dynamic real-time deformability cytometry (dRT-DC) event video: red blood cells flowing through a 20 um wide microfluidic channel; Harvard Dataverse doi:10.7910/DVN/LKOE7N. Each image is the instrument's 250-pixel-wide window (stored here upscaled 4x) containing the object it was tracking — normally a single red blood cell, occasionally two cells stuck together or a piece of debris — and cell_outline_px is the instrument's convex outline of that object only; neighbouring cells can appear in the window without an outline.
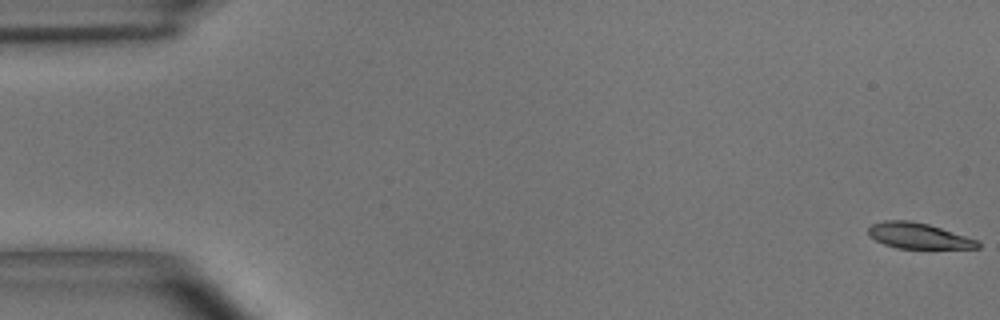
{"species": "common noctule bat (a hibernating species)", "species_latin": "Nyctalus noctula", "temperature_condition": "room temperature", "stored_images_in_passage": 56, "camera_frame_rate_fps": 3000, "um_per_image_px": 0.085, "animal": {"sex": "male", "body_mass_g": 15.6}, "frame": {"image": 1, "passage_image": 1, "time_ms": 0.0, "image_size_px": [1000, 320], "cell_outline_px": [[980, 248], [896, 248], [884, 244], [876, 240], [868, 232], [868, 228], [872, 224], [884, 220], [908, 220], [928, 224], [976, 240], [980, 244]], "centroid_in_image_um": [78.03, 20.04], "position_along_channel_um": 7.0, "area_um2": 16.01}}
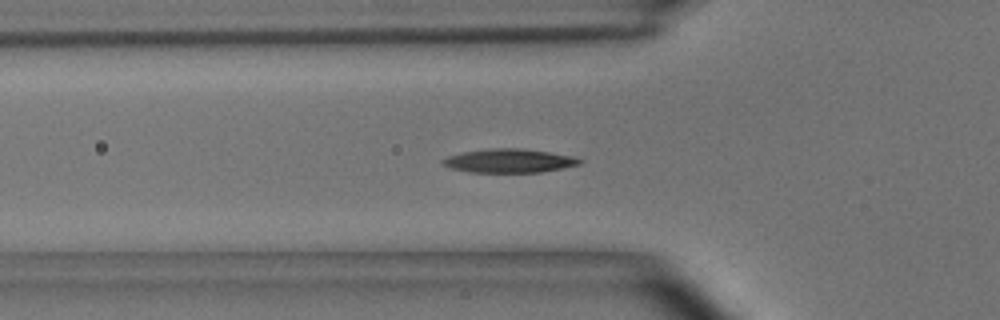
{"frame": {"image": 2, "passage_image": 19, "time_ms": 6.0, "image_size_px": [1000, 320], "cell_outline_px": [[584, 160], [580, 164], [564, 168], [540, 172], [468, 172], [452, 168], [440, 164], [440, 160], [448, 156], [464, 152], [492, 148], [520, 148], [548, 152], [572, 156]], "centroid_in_image_um": [43.27, 13.67], "position_along_channel_um": 82.5, "area_um2": 18.9}}
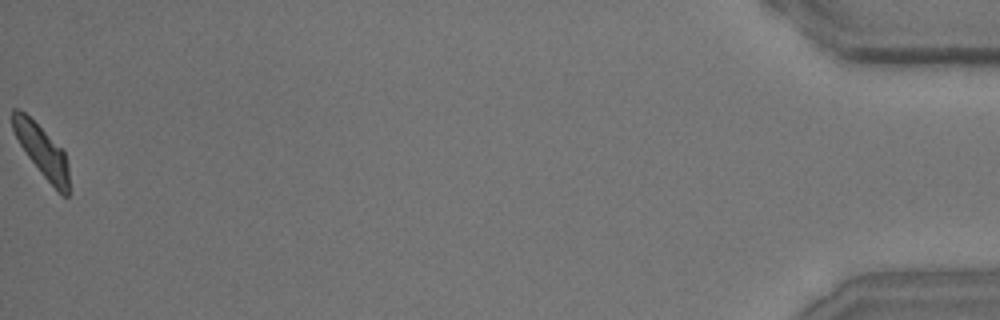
{"frame": {"image": 3, "passage_image": 56, "time_ms": 18.333, "image_size_px": [1000, 320], "cell_outline_px": [[68, 196], [64, 196], [40, 172], [28, 156], [20, 144], [12, 128], [12, 108], [16, 108], [24, 112], [64, 148], [68, 164]], "centroid_in_image_um": [3.57, 12.78], "position_along_channel_um": 431.6, "area_um2": 16.76}, "authors_computed_cell_mechanics": {"area_um2": 17.8602, "velocity_mm_per_s": 3.6195, "shape_relaxation_time_tau1_ms": 5.3908, "shape_relaxation_time_tau2_ms": 3.3233, "deformation_change_tau1": 0.174, "deformation_change_tau2": 0.0873}}